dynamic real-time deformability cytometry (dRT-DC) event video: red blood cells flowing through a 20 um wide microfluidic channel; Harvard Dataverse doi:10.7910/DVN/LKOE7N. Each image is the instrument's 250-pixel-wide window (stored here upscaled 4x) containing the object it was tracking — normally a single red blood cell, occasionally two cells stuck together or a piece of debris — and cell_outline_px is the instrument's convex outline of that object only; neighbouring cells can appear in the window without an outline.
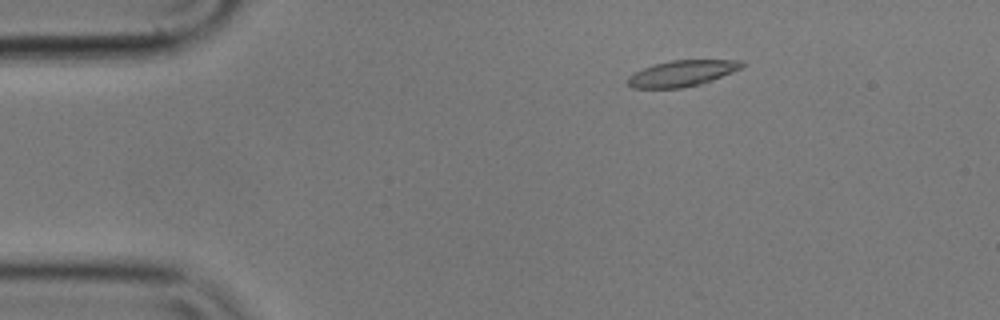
{"species": "common noctule bat (a hibernating species)", "species_latin": "Nyctalus noctula", "temperature_condition": "cold", "stored_images_in_passage": 4, "camera_frame_rate_fps": 3000, "um_per_image_px": 0.085, "animal": {"sex": "male", "body_mass_g": 17.9}, "frame": {"image": 1, "passage_image": 2, "time_ms": 0.333, "image_size_px": [1000, 320], "cell_outline_px": [[744, 64], [740, 68], [732, 72], [712, 80], [700, 84], [680, 88], [632, 88], [624, 84], [628, 76], [644, 68], [656, 64], [672, 60], [744, 60]], "centroid_in_image_um": [57.93, 6.24], "position_along_channel_um": 27.1, "area_um2": 17.22}}